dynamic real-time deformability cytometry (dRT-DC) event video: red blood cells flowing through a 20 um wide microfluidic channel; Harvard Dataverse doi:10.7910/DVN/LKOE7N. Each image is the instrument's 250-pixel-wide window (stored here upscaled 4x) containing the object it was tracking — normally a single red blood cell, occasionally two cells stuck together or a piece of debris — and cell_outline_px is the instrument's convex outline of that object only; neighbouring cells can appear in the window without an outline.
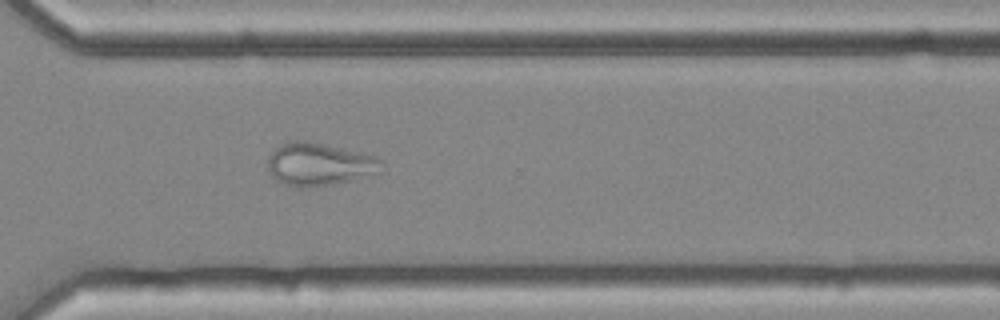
{"species": "common noctule bat (a hibernating species)", "species_latin": "Nyctalus noctula", "temperature_condition": "cold", "stored_images_in_passage": 55, "camera_frame_rate_fps": 3000, "um_per_image_px": 0.085, "animal": {"sex": "female", "body_mass_g": 25.1}, "frame": {"image": 1, "passage_image": 40, "time_ms": 13.0, "image_size_px": [1000, 320], "cell_outline_px": [[380, 172], [332, 184], [304, 188], [296, 188], [284, 184], [276, 180], [272, 176], [268, 168], [268, 156], [280, 144], [292, 140], [308, 140], [376, 156], [380, 160]], "centroid_in_image_um": [27.06, 13.95], "position_along_channel_um": 343.5, "area_um2": 28.21}, "authors_computed_cell_mechanics": {"area_um2": 29.5936, "velocity_mm_per_s": 3.6732, "shape_relaxation_time_tau1_ms": null, "shape_relaxation_time_tau2_ms": 1.0787, "deformation_change_tau1": null, "deformation_change_tau2": 0.0695}}